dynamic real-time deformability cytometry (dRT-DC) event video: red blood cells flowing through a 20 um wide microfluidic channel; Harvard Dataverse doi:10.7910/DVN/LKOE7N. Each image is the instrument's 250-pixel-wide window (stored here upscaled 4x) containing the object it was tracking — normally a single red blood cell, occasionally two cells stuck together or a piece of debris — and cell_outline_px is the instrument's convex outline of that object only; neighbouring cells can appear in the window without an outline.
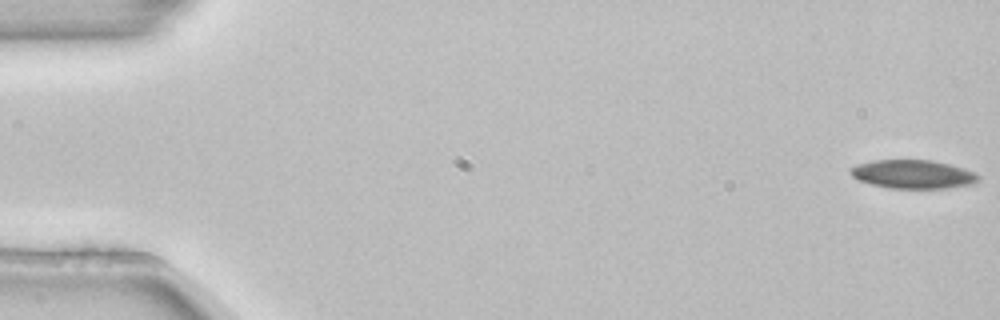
{"species": "common noctule bat (a hibernating species)", "species_latin": "Nyctalus noctula", "temperature_condition": "room temperature", "stored_images_in_passage": 3, "camera_frame_rate_fps": 3000, "um_per_image_px": 0.085, "animal": {"sex": "female", "body_mass_g": 22.7, "forearm_length_mm": 54.2}, "frame": {"image": 1, "passage_image": 1, "time_ms": 0.0, "image_size_px": [1000, 320], "cell_outline_px": [[980, 180], [972, 184], [948, 188], [888, 188], [872, 184], [860, 180], [852, 176], [848, 168], [856, 164], [872, 160], [932, 160], [964, 168], [976, 172], [980, 176]], "centroid_in_image_um": [77.61, 14.8], "position_along_channel_um": 7.4, "area_um2": 21.44}}